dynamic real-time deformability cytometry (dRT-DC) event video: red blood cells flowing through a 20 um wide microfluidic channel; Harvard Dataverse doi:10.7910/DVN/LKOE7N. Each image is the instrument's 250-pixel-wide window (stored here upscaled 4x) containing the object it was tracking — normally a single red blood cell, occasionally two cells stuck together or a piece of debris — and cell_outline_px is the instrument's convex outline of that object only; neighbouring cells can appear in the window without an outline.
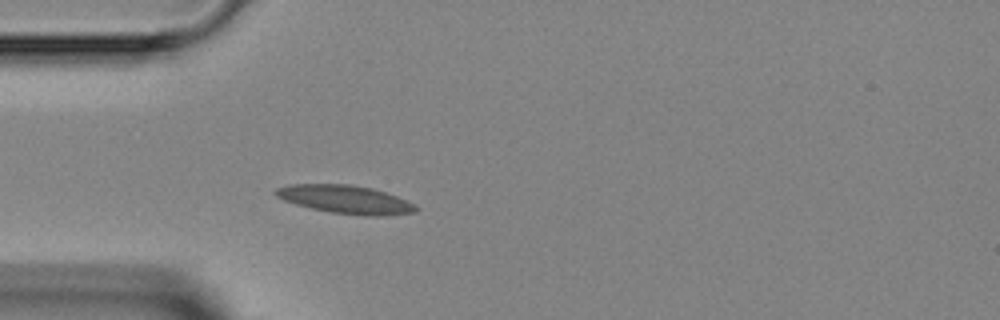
{"species": "Egyptian fruit bat (a non-hibernating species)", "species_latin": "Rousettus aegyptiacus", "temperature_condition": "room temperature", "stored_images_in_passage": 42, "camera_frame_rate_fps": 3000, "um_per_image_px": 0.085, "animal": {"sex": "female"}, "frame": {"image": 1, "passage_image": 8, "time_ms": 2.333, "image_size_px": [1000, 320], "cell_outline_px": [[420, 208], [416, 212], [380, 216], [364, 216], [332, 212], [312, 208], [296, 204], [284, 200], [276, 196], [272, 192], [276, 188], [288, 184], [352, 184], [372, 188], [396, 196], [416, 204]], "centroid_in_image_um": [29.37, 16.94], "position_along_channel_um": 55.6, "area_um2": 23.18}}
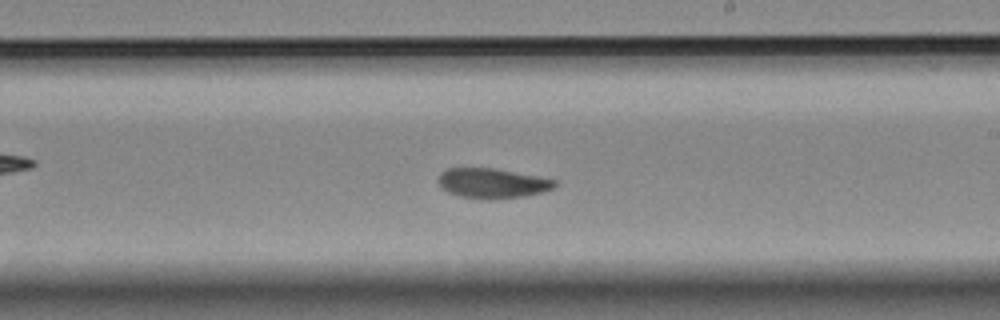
{"frame": {"image": 2, "passage_image": 22, "time_ms": 7.0, "image_size_px": [1000, 320], "cell_outline_px": [[556, 184], [552, 188], [540, 192], [524, 196], [488, 200], [460, 196], [448, 192], [440, 188], [440, 172], [444, 168], [492, 168], [536, 176], [556, 180]], "centroid_in_image_um": [41.79, 15.58], "position_along_channel_um": 247.2, "area_um2": 20.06}}
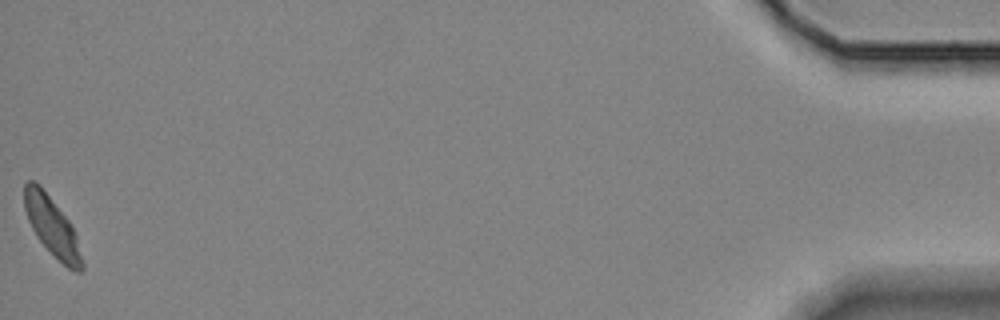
{"frame": {"image": 3, "passage_image": 42, "time_ms": 13.667, "image_size_px": [1000, 320], "cell_outline_px": [[84, 268], [80, 272], [76, 272], [68, 268], [36, 236], [28, 220], [24, 208], [24, 184], [28, 180], [36, 180], [40, 184], [68, 220], [76, 236], [84, 264]], "centroid_in_image_um": [4.41, 19.21], "position_along_channel_um": 430.8, "area_um2": 19.48}}